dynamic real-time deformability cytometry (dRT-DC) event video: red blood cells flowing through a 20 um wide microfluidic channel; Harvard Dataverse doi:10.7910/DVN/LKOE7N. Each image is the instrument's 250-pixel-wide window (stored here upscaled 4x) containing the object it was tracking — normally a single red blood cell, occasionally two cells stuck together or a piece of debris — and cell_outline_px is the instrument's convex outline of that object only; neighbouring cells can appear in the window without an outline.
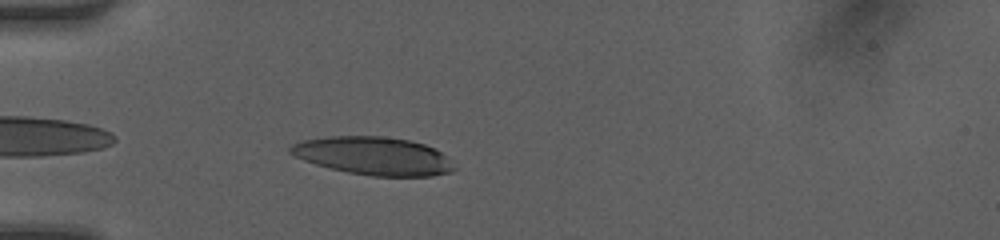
{"species": "human", "species_latin": "Homo sapiens", "temperature_condition": "room temperature", "stored_images_in_passage": 33, "camera_frame_rate_fps": 3000, "um_per_image_px": 0.085, "donor": {"sex": "female"}, "frame": {"image": 1, "passage_image": 2, "time_ms": 0.333, "image_size_px": [1000, 240], "cell_outline_px": [[456, 168], [452, 172], [432, 176], [372, 176], [348, 172], [316, 164], [292, 156], [288, 152], [288, 148], [292, 144], [300, 140], [324, 136], [384, 136], [408, 140], [424, 144], [440, 152]], "centroid_in_image_um": [31.68, 13.24], "position_along_channel_um": 53.3, "area_um2": 36.3}}
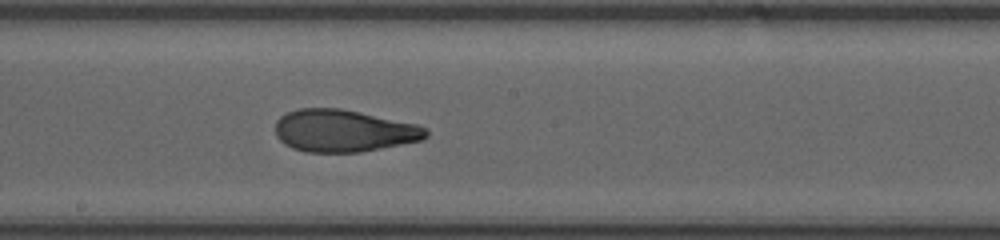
{"frame": {"image": 2, "passage_image": 15, "time_ms": 4.667, "image_size_px": [1000, 240], "cell_outline_px": [[428, 136], [420, 140], [360, 152], [304, 152], [292, 148], [284, 144], [276, 136], [276, 120], [280, 116], [288, 112], [300, 108], [340, 108], [360, 112], [416, 124], [428, 128]], "centroid_in_image_um": [29.18, 11.11], "position_along_channel_um": 219.0, "area_um2": 36.99}}
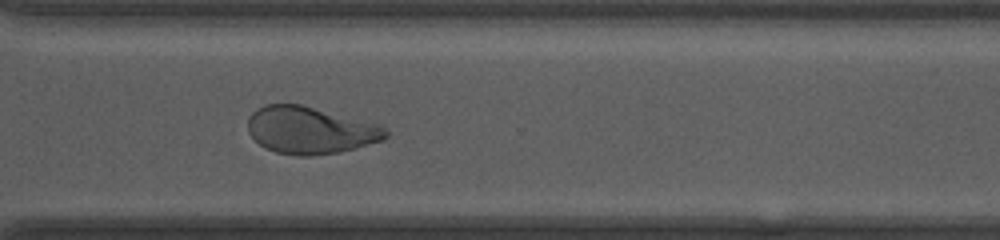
{"frame": {"image": 3, "passage_image": 24, "time_ms": 7.667, "image_size_px": [1000, 240], "cell_outline_px": [[388, 136], [380, 140], [352, 148], [336, 152], [312, 156], [296, 156], [276, 152], [264, 148], [248, 132], [248, 116], [256, 108], [264, 104], [300, 104], [380, 124], [388, 132]], "centroid_in_image_um": [26.32, 11.06], "position_along_channel_um": 344.3, "area_um2": 37.69}, "authors_computed_cell_mechanics": {"area_um2": 37.7434, "velocity_mm_per_s": 4.1995, "shape_relaxation_time_tau1_ms": 5.8683, "shape_relaxation_time_tau2_ms": 1.7266, "deformation_change_tau1": 0.2279, "deformation_change_tau2": 0.0725}}